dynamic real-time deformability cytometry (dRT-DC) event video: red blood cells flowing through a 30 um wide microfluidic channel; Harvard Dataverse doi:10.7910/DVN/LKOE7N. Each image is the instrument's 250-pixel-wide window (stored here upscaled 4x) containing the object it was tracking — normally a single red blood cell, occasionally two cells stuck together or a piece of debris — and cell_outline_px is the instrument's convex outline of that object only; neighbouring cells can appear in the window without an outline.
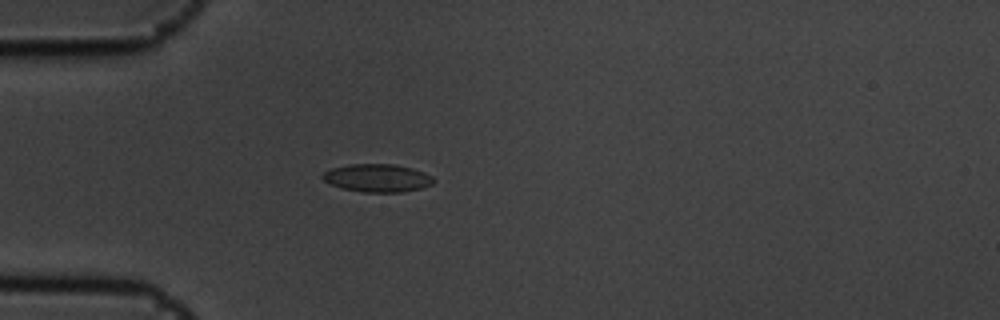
{"species": "common noctule bat (a hibernating species)", "species_latin": "Nyctalus noctula", "temperature_condition": "cold", "stored_images_in_passage": 4, "camera_frame_rate_fps": 3000, "um_per_image_px": 0.085, "animal": {"sex": "male", "body_mass_g": 19.5, "forearm_length_mm": 54.6}, "frame": {"image": 1, "passage_image": 2, "time_ms": 0.333, "image_size_px": [1000, 320], "cell_outline_px": [[436, 180], [432, 184], [420, 188], [400, 192], [364, 192], [344, 188], [332, 184], [324, 180], [320, 176], [324, 172], [332, 168], [348, 164], [396, 164], [412, 168], [424, 172], [432, 176]], "centroid_in_image_um": [32.1, 15.11], "position_along_channel_um": 52.9, "area_um2": 17.98}}
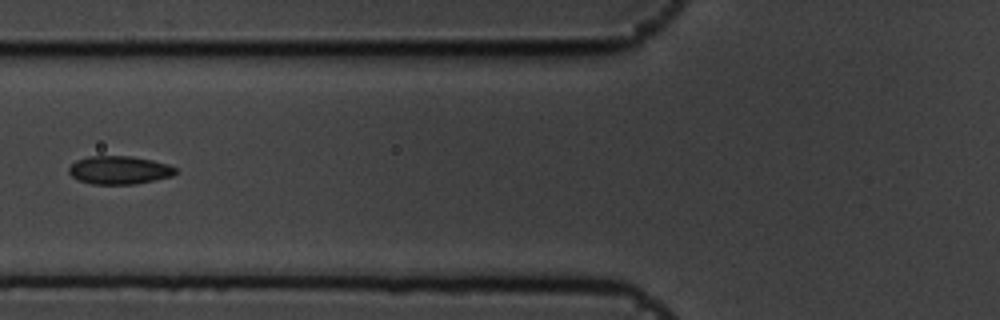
{"frame": {"image": 2, "passage_image": 4, "time_ms": 1.0, "image_size_px": [1000, 320], "cell_outline_px": [[176, 172], [172, 176], [136, 184], [92, 184], [80, 180], [72, 176], [68, 172], [68, 168], [76, 160], [88, 156], [132, 156], [152, 160], [168, 164], [176, 168]], "centroid_in_image_um": [10.13, 14.45], "position_along_channel_um": 115.7, "area_um2": 17.51}}